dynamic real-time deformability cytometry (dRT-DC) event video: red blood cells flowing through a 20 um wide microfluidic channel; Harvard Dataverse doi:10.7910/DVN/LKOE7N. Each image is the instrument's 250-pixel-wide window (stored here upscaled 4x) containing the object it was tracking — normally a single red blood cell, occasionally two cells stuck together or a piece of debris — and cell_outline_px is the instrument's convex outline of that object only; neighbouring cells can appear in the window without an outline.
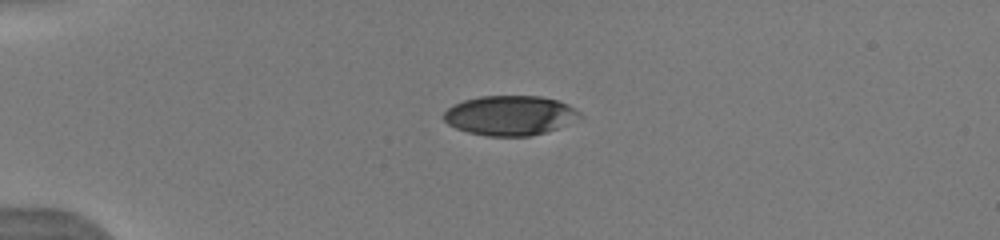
{"species": "human", "species_latin": "Homo sapiens", "temperature_condition": "warm", "stored_images_in_passage": 2, "camera_frame_rate_fps": 3000, "um_per_image_px": 0.085, "donor": {"sex": "male"}, "frame": {"image": 1, "passage_image": 1, "time_ms": 0.0, "image_size_px": [1000, 240], "cell_outline_px": [[584, 116], [556, 128], [544, 132], [528, 136], [488, 136], [468, 132], [456, 128], [448, 124], [444, 120], [444, 112], [452, 104], [464, 100], [480, 96], [540, 96], [560, 100], [568, 104], [580, 112]], "centroid_in_image_um": [43.34, 9.8], "position_along_channel_um": 41.7, "area_um2": 31.44}}